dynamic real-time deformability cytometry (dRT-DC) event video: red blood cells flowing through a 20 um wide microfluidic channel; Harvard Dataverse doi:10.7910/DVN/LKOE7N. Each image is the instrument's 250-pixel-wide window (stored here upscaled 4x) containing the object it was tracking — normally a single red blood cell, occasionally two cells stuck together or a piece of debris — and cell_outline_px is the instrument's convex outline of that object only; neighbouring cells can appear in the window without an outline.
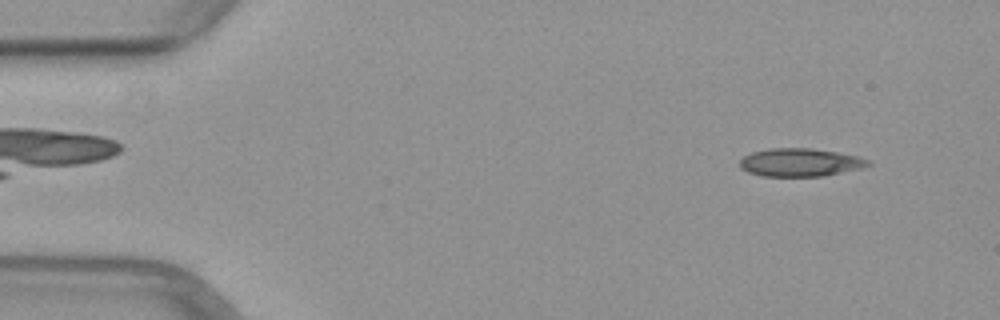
{"species": "common noctule bat (a hibernating species)", "species_latin": "Nyctalus noctula", "temperature_condition": "warm", "stored_images_in_passage": 12, "camera_frame_rate_fps": 3000, "um_per_image_px": 0.085, "animal": {"sex": "female", "body_mass_g": 29.2, "forearm_length_mm": 56.3}, "frame": {"image": 1, "passage_image": 2, "time_ms": 0.333, "image_size_px": [1000, 320], "cell_outline_px": [[836, 164], [828, 172], [804, 176], [780, 176], [756, 172], [748, 168], [764, 152], [824, 152]], "centroid_in_image_um": [67.39, 13.91], "position_along_channel_um": 17.6, "area_um2": 12.31}}
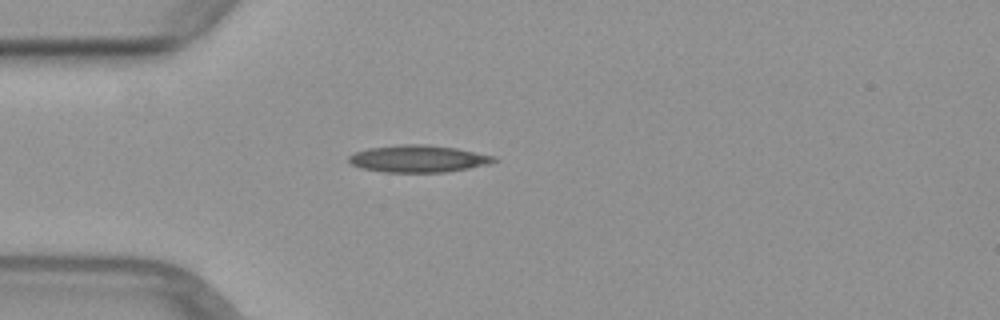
{"frame": {"image": 2, "passage_image": 11, "time_ms": 3.333, "image_size_px": [1000, 320], "cell_outline_px": [[484, 160], [472, 164], [452, 168], [376, 168], [364, 164], [396, 148], [436, 148], [460, 152], [476, 156]], "centroid_in_image_um": [35.96, 13.51], "position_along_channel_um": 49.0, "area_um2": 12.89}}